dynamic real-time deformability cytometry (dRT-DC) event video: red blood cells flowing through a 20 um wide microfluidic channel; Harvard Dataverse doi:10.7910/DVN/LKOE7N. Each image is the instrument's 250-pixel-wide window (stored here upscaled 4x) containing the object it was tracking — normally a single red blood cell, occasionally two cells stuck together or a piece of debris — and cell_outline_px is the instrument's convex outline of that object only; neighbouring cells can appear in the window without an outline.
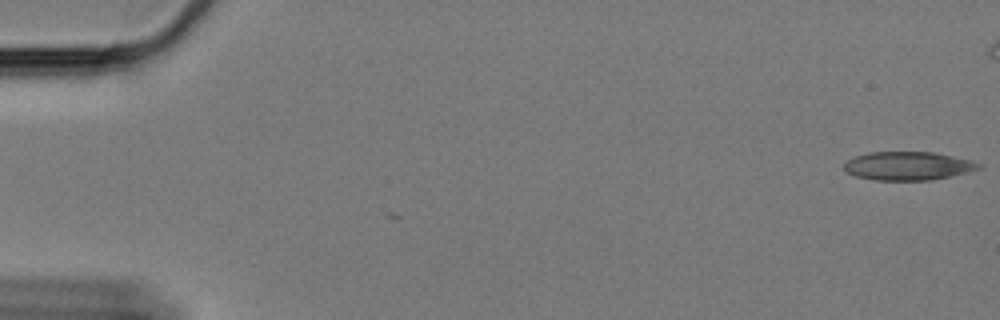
{"species": "Egyptian fruit bat (a non-hibernating species)", "species_latin": "Rousettus aegyptiacus", "temperature_condition": "cold", "stored_images_in_passage": 3, "camera_frame_rate_fps": 3000, "um_per_image_px": 0.085, "animal": {"sex": "female"}, "frame": {"image": 1, "passage_image": 1, "time_ms": 0.0, "image_size_px": [1000, 320], "cell_outline_px": [[984, 168], [952, 176], [928, 180], [872, 180], [856, 176], [848, 172], [844, 168], [844, 164], [848, 160], [856, 156], [868, 152], [932, 152], [972, 160], [984, 164]], "centroid_in_image_um": [77.24, 14.1], "position_along_channel_um": 7.8, "area_um2": 22.43}}